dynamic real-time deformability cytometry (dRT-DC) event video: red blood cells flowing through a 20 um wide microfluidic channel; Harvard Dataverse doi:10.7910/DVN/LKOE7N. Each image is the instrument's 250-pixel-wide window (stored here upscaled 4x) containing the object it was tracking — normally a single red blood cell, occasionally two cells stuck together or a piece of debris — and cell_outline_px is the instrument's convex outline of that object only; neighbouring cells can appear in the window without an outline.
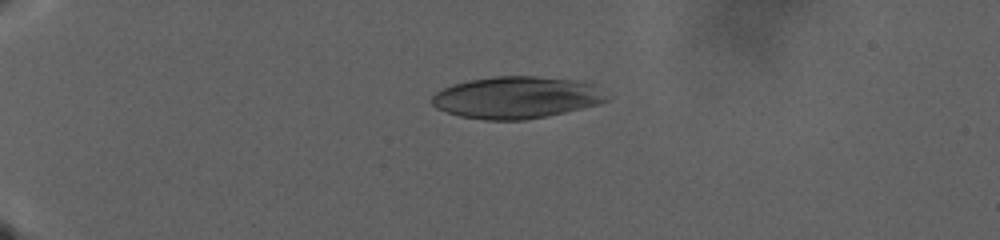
{"species": "human", "species_latin": "Homo sapiens", "temperature_condition": "warm", "stored_images_in_passage": 108, "camera_frame_rate_fps": 3000, "um_per_image_px": 0.085, "donor": {"sex": "male"}, "frame": {"image": 1, "passage_image": 1, "time_ms": 0.0, "image_size_px": [1000, 240], "cell_outline_px": [[608, 100], [600, 104], [564, 112], [524, 120], [484, 120], [460, 116], [436, 108], [432, 104], [432, 96], [436, 92], [452, 84], [468, 80], [496, 76], [536, 76], [568, 80], [592, 84]], "centroid_in_image_um": [43.82, 8.29], "position_along_channel_um": 41.2, "area_um2": 42.14}}
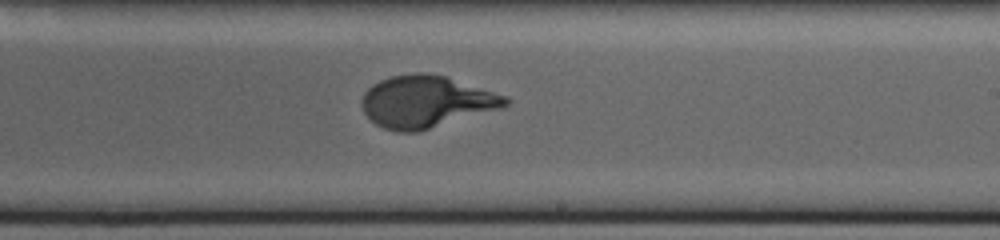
{"frame": {"image": 2, "passage_image": 58, "time_ms": 19.0, "image_size_px": [1000, 240], "cell_outline_px": [[512, 100], [508, 104], [500, 108], [420, 132], [400, 132], [384, 128], [376, 124], [364, 112], [360, 100], [364, 92], [372, 84], [380, 80], [392, 76], [416, 72], [420, 72], [444, 76], [508, 96]], "centroid_in_image_um": [36.21, 8.65], "position_along_channel_um": 252.8, "area_um2": 43.41}}
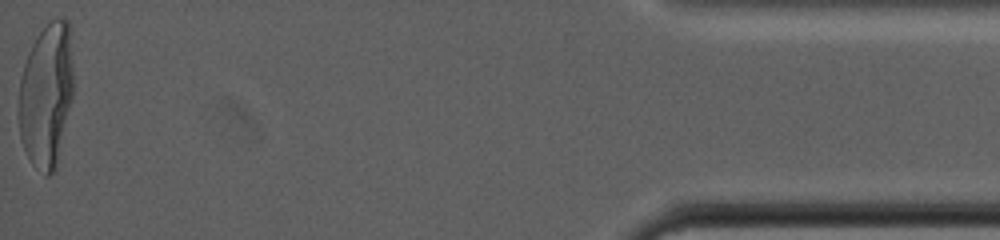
{"frame": {"image": 3, "passage_image": 108, "time_ms": 35.667, "image_size_px": [1000, 240], "cell_outline_px": [[72, 96], [56, 168], [48, 176], [44, 176], [32, 164], [20, 140], [20, 80], [24, 64], [28, 52], [36, 36], [52, 20], [68, 20], [72, 68]], "centroid_in_image_um": [3.93, 8.13], "position_along_channel_um": 431.3, "area_um2": 45.08}}